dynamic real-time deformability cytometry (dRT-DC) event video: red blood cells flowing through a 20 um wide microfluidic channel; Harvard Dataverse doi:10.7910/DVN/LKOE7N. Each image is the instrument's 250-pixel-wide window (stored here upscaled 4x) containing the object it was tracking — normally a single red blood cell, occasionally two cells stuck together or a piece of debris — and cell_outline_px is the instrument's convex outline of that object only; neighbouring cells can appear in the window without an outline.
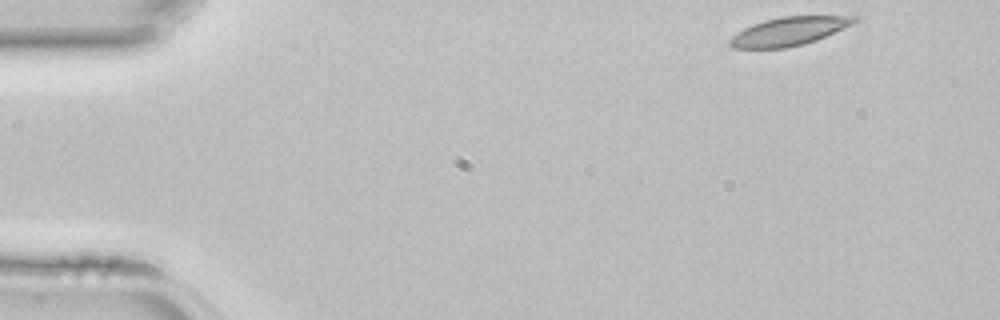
{"species": "common noctule bat (a hibernating species)", "species_latin": "Nyctalus noctula", "temperature_condition": "room temperature", "stored_images_in_passage": 42, "camera_frame_rate_fps": 3000, "um_per_image_px": 0.085, "animal": {"sex": "female", "body_mass_g": 22.7, "forearm_length_mm": 54.2}, "frame": {"image": 1, "passage_image": 1, "time_ms": 0.0, "image_size_px": [1000, 320], "cell_outline_px": [[860, 20], [852, 24], [816, 40], [804, 44], [784, 48], [732, 48], [728, 44], [728, 40], [732, 36], [744, 28], [752, 24], [764, 20], [780, 16], [860, 16]], "centroid_in_image_um": [67.05, 2.65], "position_along_channel_um": 18.0, "area_um2": 20.63}}
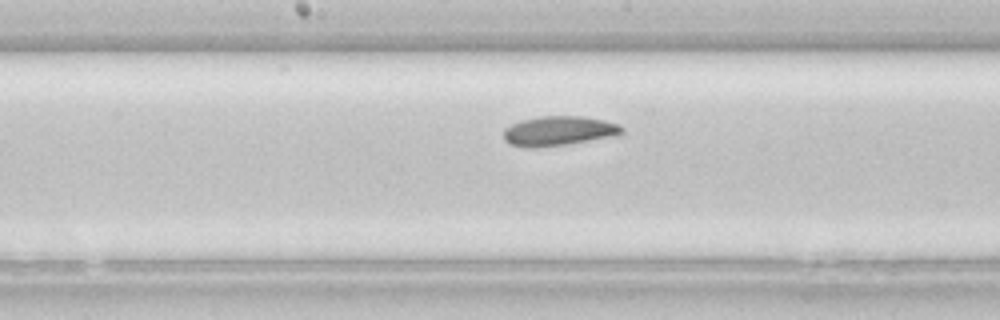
{"frame": {"image": 2, "passage_image": 20, "time_ms": 6.333, "image_size_px": [1000, 320], "cell_outline_px": [[624, 132], [616, 136], [564, 144], [536, 148], [524, 148], [508, 144], [504, 140], [504, 128], [520, 120], [540, 116], [584, 116], [604, 120], [620, 124], [624, 128]], "centroid_in_image_um": [47.48, 11.13], "position_along_channel_um": 200.7, "area_um2": 20.63}}
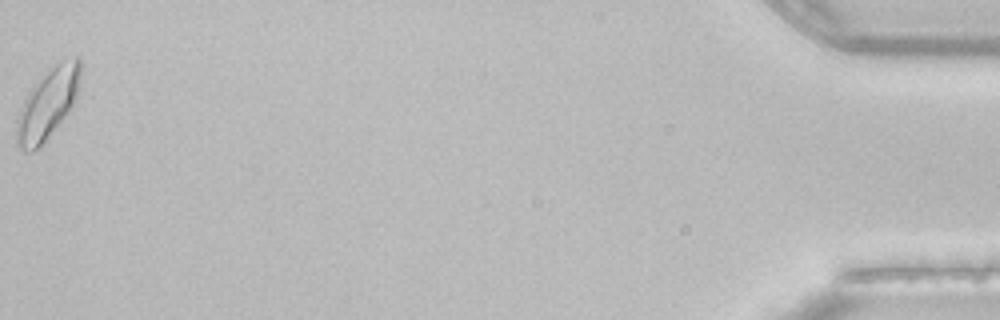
{"frame": {"image": 3, "passage_image": 42, "time_ms": 13.667, "image_size_px": [1000, 320], "cell_outline_px": [[80, 80], [76, 100], [68, 112], [40, 148], [32, 152], [24, 152], [16, 148], [16, 120], [20, 108], [28, 92], [36, 80], [48, 68], [64, 60], [76, 56], [80, 56]], "centroid_in_image_um": [4.03, 8.85], "position_along_channel_um": 431.2, "area_um2": 26.65}}